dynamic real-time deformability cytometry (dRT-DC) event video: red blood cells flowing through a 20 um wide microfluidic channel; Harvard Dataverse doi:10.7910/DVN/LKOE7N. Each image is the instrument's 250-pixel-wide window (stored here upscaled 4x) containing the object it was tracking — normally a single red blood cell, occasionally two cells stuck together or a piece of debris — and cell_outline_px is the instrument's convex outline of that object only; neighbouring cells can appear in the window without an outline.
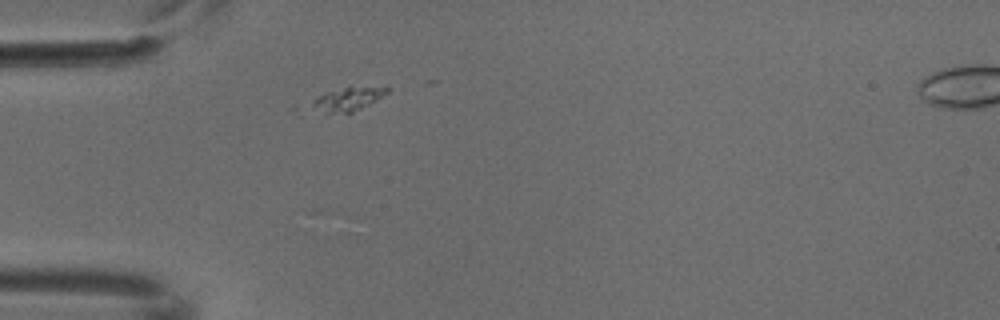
{"species": "common noctule bat (a hibernating species)", "species_latin": "Nyctalus noctula", "temperature_condition": "cold", "stored_images_in_passage": 2, "camera_frame_rate_fps": 3000, "um_per_image_px": 0.085, "animal": {"sex": "male", "body_mass_g": 18.8}, "frame": {"image": 1, "passage_image": 1, "time_ms": 0.0, "image_size_px": [1000, 320], "cell_outline_px": [[388, 92], [376, 100], [352, 112], [300, 116], [292, 108], [328, 92], [344, 88], [388, 88]], "centroid_in_image_um": [28.92, 8.61], "position_along_channel_um": 56.1, "area_um2": 11.62}}